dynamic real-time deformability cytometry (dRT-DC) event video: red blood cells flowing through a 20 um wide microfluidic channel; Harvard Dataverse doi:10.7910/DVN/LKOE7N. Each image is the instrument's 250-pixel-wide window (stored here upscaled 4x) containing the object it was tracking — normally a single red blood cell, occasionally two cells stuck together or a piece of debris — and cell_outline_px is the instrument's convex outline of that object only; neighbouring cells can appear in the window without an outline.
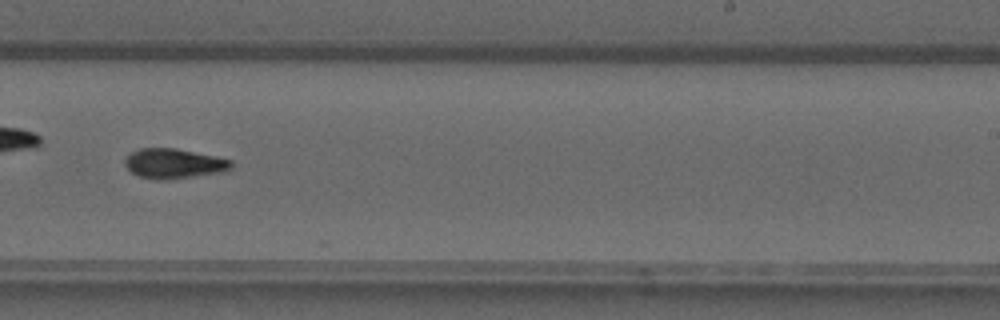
{"species": "common noctule bat (a hibernating species)", "species_latin": "Nyctalus noctula", "temperature_condition": "warm", "stored_images_in_passage": 43, "camera_frame_rate_fps": 3000, "um_per_image_px": 0.085, "animal": {"sex": "male", "forearm_length_mm": 52.5}, "frame": {"image": 1, "passage_image": 25, "time_ms": 8.0, "image_size_px": [1000, 320], "cell_outline_px": [[232, 168], [224, 172], [164, 180], [156, 180], [140, 176], [132, 172], [124, 164], [124, 160], [132, 152], [140, 148], [176, 148], [216, 156], [232, 160]], "centroid_in_image_um": [14.8, 13.9], "position_along_channel_um": 274.2, "area_um2": 18.5}}
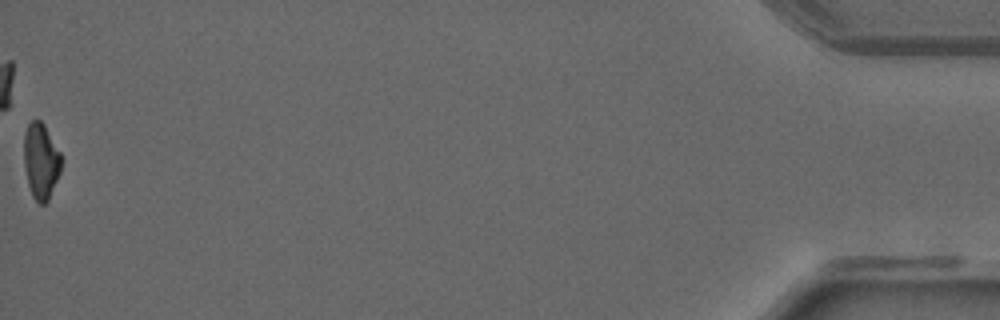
{"frame": {"image": 2, "passage_image": 43, "time_ms": 14.0, "image_size_px": [1000, 320], "cell_outline_px": [[60, 172], [48, 200], [44, 204], [40, 204], [32, 196], [28, 184], [24, 164], [24, 132], [28, 124], [32, 120], [40, 120], [44, 124], [60, 152]], "centroid_in_image_um": [3.46, 13.67], "position_along_channel_um": 431.7, "area_um2": 16.3}}